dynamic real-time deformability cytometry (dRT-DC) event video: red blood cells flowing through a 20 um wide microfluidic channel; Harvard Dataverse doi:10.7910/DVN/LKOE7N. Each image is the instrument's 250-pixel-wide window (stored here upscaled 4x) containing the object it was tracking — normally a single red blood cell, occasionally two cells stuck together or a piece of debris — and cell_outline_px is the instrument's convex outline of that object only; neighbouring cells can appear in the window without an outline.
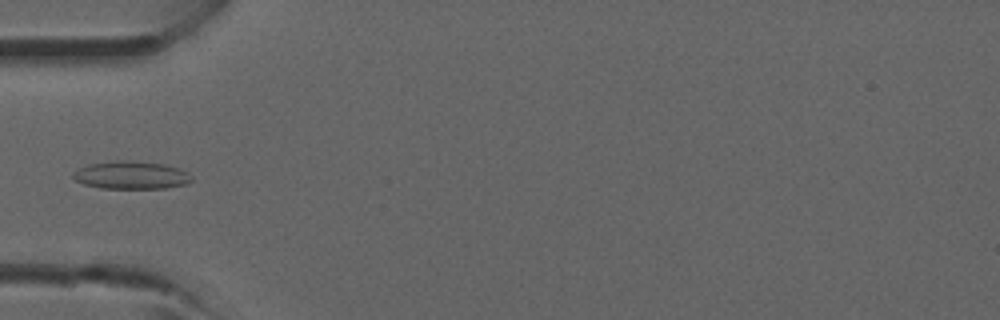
{"species": "common noctule bat (a hibernating species)", "species_latin": "Nyctalus noctula", "temperature_condition": "room temperature", "stored_images_in_passage": 3, "camera_frame_rate_fps": 3000, "um_per_image_px": 0.085, "animal": {"sex": "male", "forearm_length_mm": 52.5}, "frame": {"image": 1, "passage_image": 3, "time_ms": 2.333, "image_size_px": [1000, 320], "cell_outline_px": [[192, 180], [188, 184], [168, 188], [100, 188], [84, 184], [76, 180], [72, 176], [72, 172], [76, 168], [88, 164], [116, 160], [132, 160], [164, 164], [180, 168], [192, 176]], "centroid_in_image_um": [11.14, 14.88], "position_along_channel_um": 73.9, "area_um2": 19.54}}